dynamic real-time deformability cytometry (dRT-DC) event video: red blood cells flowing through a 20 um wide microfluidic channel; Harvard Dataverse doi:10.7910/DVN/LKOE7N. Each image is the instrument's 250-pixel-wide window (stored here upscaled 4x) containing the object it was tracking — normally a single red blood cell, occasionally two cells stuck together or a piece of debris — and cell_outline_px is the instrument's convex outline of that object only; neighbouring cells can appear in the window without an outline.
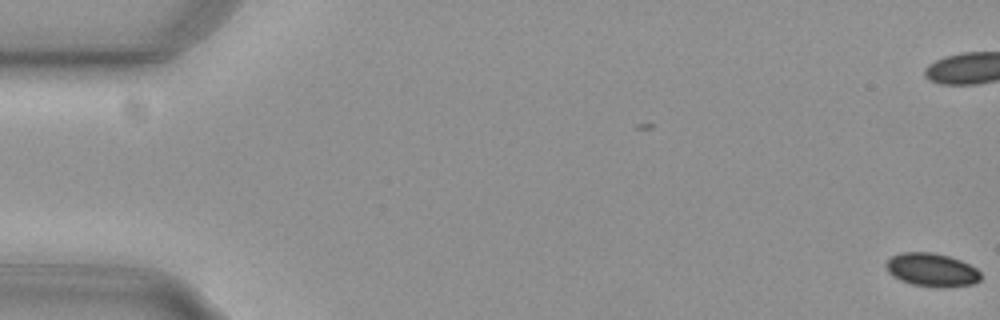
{"species": "common noctule bat (a hibernating species)", "species_latin": "Nyctalus noctula", "temperature_condition": "cold", "stored_images_in_passage": 3, "camera_frame_rate_fps": 3000, "um_per_image_px": 0.085, "animal": {"sex": "female", "body_mass_g": 29.2, "forearm_length_mm": 56.3}, "frame": {"image": 1, "passage_image": 3, "time_ms": 0.667, "image_size_px": [1000, 320], "cell_outline_px": [[980, 280], [976, 284], [944, 288], [936, 288], [912, 284], [900, 280], [892, 276], [888, 272], [884, 264], [892, 256], [900, 252], [932, 252], [948, 256], [960, 260], [976, 268], [980, 272]], "centroid_in_image_um": [79.2, 22.95], "position_along_channel_um": 5.8, "area_um2": 18.67}}